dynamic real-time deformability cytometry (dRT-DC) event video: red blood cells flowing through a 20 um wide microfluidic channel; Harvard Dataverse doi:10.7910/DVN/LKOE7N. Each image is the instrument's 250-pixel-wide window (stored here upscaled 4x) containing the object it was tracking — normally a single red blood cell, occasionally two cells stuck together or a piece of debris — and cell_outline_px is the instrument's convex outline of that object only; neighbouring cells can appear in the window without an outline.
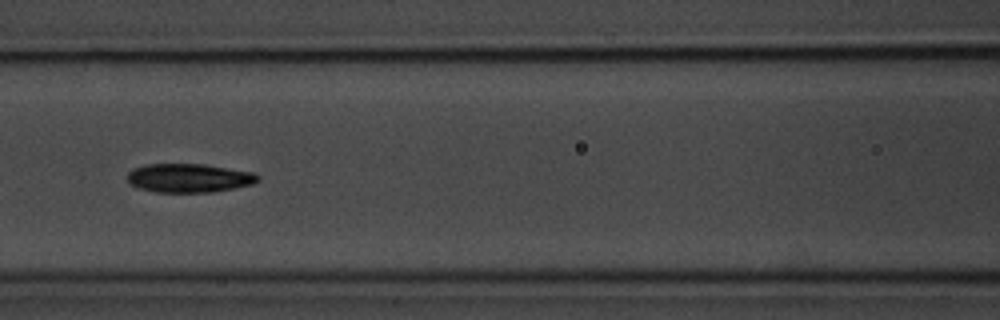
{"species": "common noctule bat (a hibernating species)", "species_latin": "Nyctalus noctula", "temperature_condition": "room temperature", "stored_images_in_passage": 33, "camera_frame_rate_fps": 3000, "um_per_image_px": 0.085, "animal": {"sex": "male", "body_mass_g": 20.1, "forearm_length_mm": 53.5}, "frame": {"image": 1, "passage_image": 19, "time_ms": 6.0, "image_size_px": [1000, 320], "cell_outline_px": [[260, 180], [252, 184], [212, 192], [156, 192], [140, 188], [128, 184], [128, 172], [132, 168], [148, 164], [204, 164], [252, 172], [260, 176]], "centroid_in_image_um": [16.04, 15.13], "position_along_channel_um": 150.6, "area_um2": 21.85}}